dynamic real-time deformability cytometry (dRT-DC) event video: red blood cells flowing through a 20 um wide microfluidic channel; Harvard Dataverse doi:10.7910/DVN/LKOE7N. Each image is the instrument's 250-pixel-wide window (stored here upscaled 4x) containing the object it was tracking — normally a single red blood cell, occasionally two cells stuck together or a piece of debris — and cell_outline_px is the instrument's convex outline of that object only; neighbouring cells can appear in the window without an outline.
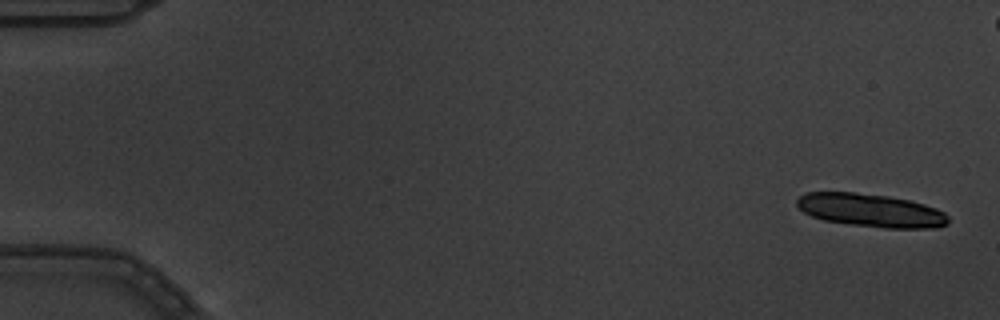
{"species": "common noctule bat (a hibernating species)", "species_latin": "Nyctalus noctula", "temperature_condition": "warm", "stored_images_in_passage": 11, "camera_frame_rate_fps": 3000, "um_per_image_px": 0.085, "animal": {"sex": "male", "body_mass_g": 19.5, "forearm_length_mm": 54.6}, "frame": {"image": 1, "passage_image": 1, "time_ms": 0.0, "image_size_px": [1000, 320], "cell_outline_px": [[948, 224], [936, 228], [884, 228], [852, 224], [824, 220], [812, 216], [804, 212], [796, 204], [796, 200], [800, 196], [808, 192], [856, 192], [888, 196], [908, 200], [924, 204], [936, 208], [944, 212], [948, 216]], "centroid_in_image_um": [74.04, 17.88], "position_along_channel_um": 11.0, "area_um2": 29.19}}
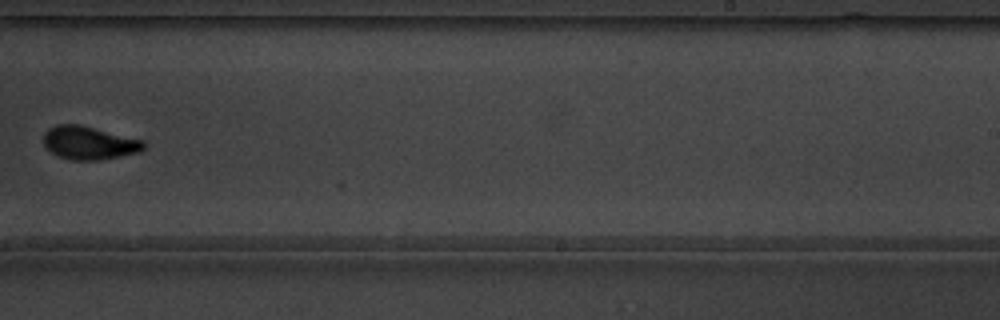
{"frame": {"image": 2, "passage_image": 10, "time_ms": 3.0, "image_size_px": [1000, 320], "cell_outline_px": [[144, 148], [140, 152], [100, 160], [72, 160], [60, 156], [52, 152], [44, 144], [44, 132], [48, 128], [56, 124], [80, 124], [144, 140]], "centroid_in_image_um": [7.58, 12.13], "position_along_channel_um": 281.4, "area_um2": 19.36}}
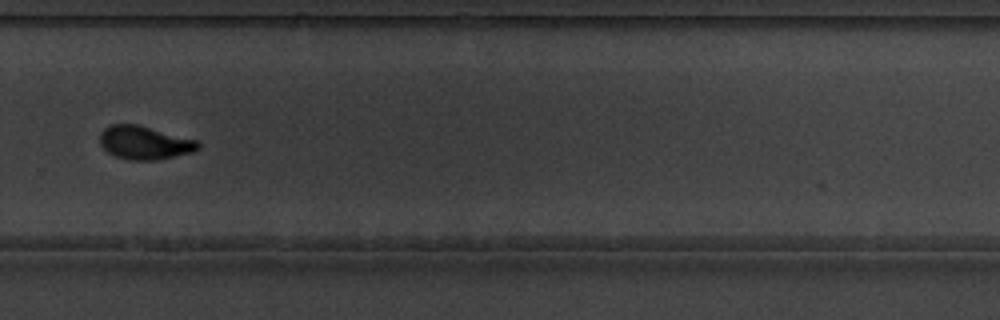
{"frame": {"image": 3, "passage_image": 11, "time_ms": 3.333, "image_size_px": [1000, 320], "cell_outline_px": [[200, 148], [192, 152], [156, 160], [128, 160], [116, 156], [108, 152], [100, 144], [100, 132], [108, 124], [136, 124], [196, 140], [200, 144]], "centroid_in_image_um": [12.25, 12.13], "position_along_channel_um": 317.5, "area_um2": 18.96}}